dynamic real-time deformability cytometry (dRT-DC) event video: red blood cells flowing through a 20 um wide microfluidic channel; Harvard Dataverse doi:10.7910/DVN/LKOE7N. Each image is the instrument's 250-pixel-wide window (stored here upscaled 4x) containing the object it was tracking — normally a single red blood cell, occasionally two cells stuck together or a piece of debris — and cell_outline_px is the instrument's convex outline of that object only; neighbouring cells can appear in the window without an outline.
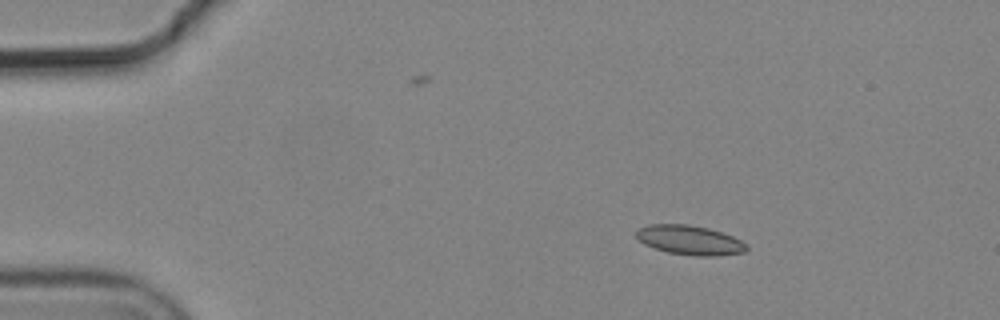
{"species": "common noctule bat (a hibernating species)", "species_latin": "Nyctalus noctula", "temperature_condition": "cold", "stored_images_in_passage": 5, "camera_frame_rate_fps": 3000, "um_per_image_px": 0.085, "animal": {"sex": "male", "body_mass_g": 19.2, "forearm_length_mm": 51.8}, "frame": {"image": 1, "passage_image": 1, "time_ms": 0.0, "image_size_px": [1000, 320], "cell_outline_px": [[748, 248], [744, 252], [716, 256], [696, 256], [668, 252], [644, 244], [636, 236], [636, 228], [648, 224], [688, 224], [708, 228], [732, 236], [748, 244]], "centroid_in_image_um": [58.62, 20.4], "position_along_channel_um": 26.4, "area_um2": 18.9}}
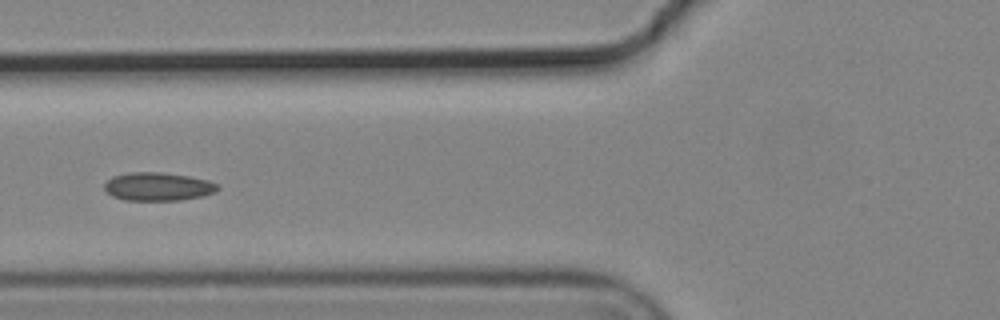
{"frame": {"image": 2, "passage_image": 5, "time_ms": 1.333, "image_size_px": [1000, 320], "cell_outline_px": [[220, 188], [216, 192], [200, 196], [180, 200], [124, 200], [112, 196], [104, 188], [104, 184], [112, 176], [132, 172], [160, 172], [188, 176], [208, 180], [220, 184]], "centroid_in_image_um": [13.45, 15.86], "position_along_channel_um": 112.4, "area_um2": 18.67}}